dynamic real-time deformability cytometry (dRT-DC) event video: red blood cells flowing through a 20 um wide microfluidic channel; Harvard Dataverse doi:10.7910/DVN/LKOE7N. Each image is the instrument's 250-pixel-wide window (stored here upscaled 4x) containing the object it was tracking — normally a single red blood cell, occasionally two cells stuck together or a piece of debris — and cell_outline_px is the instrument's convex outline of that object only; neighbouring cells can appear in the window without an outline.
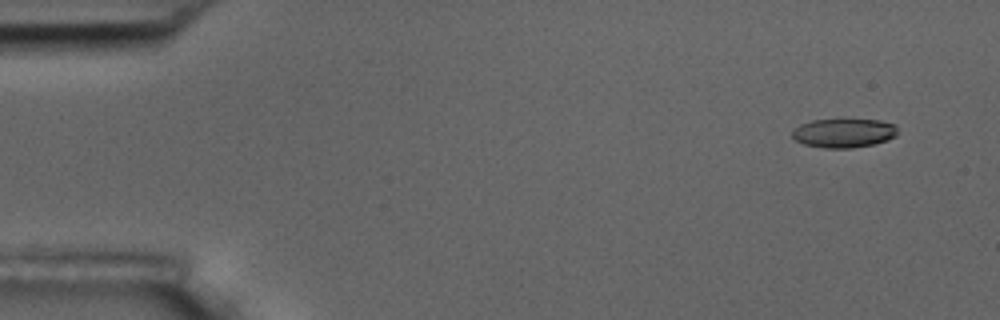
{"species": "common noctule bat (a hibernating species)", "species_latin": "Nyctalus noctula", "temperature_condition": "room temperature", "stored_images_in_passage": 5, "camera_frame_rate_fps": 3000, "um_per_image_px": 0.085, "animal": {"sex": "male", "body_mass_g": 17.5, "forearm_length_mm": 52.3}, "frame": {"image": 1, "passage_image": 1, "time_ms": 0.0, "image_size_px": [1000, 320], "cell_outline_px": [[896, 136], [888, 140], [872, 144], [852, 148], [824, 148], [804, 144], [796, 140], [792, 136], [792, 128], [800, 124], [812, 120], [880, 120], [896, 124]], "centroid_in_image_um": [71.71, 11.31], "position_along_channel_um": 13.3, "area_um2": 17.8}}
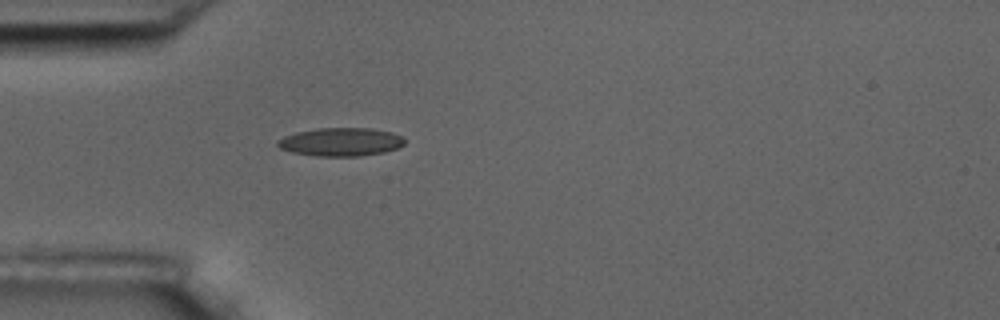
{"frame": {"image": 2, "passage_image": 5, "time_ms": 4.333, "image_size_px": [1000, 320], "cell_outline_px": [[404, 144], [396, 148], [384, 152], [356, 156], [320, 156], [292, 152], [280, 148], [276, 144], [276, 140], [284, 136], [296, 132], [320, 128], [372, 128], [392, 132], [404, 136]], "centroid_in_image_um": [28.97, 12.05], "position_along_channel_um": 56.0, "area_um2": 20.92}}